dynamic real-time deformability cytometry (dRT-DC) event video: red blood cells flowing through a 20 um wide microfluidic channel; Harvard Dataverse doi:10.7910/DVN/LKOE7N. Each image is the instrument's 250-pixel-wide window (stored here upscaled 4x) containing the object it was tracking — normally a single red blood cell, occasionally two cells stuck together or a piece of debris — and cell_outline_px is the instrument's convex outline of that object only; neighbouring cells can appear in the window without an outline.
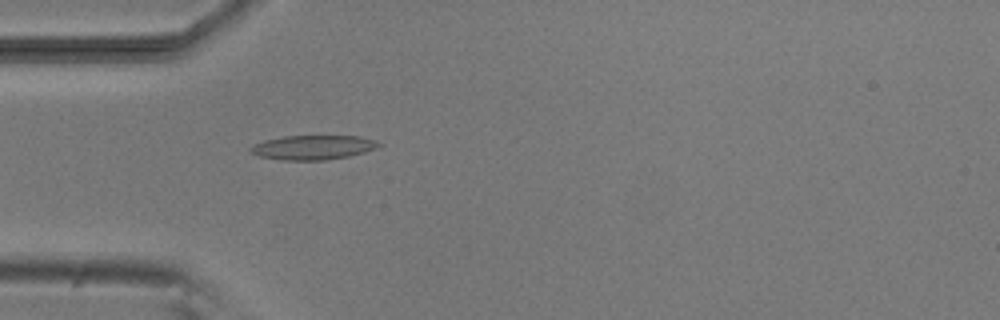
{"species": "common noctule bat (a hibernating species)", "species_latin": "Nyctalus noctula", "temperature_condition": "room temperature", "stored_images_in_passage": 1, "camera_frame_rate_fps": 3000, "um_per_image_px": 0.085, "animal": {"sex": "male", "body_mass_g": 20.5, "forearm_length_mm": 52.5}, "frame": {"image": 1, "passage_image": 1, "time_ms": 0.0, "image_size_px": [1000, 320], "cell_outline_px": [[384, 144], [376, 148], [364, 152], [348, 156], [324, 160], [284, 160], [260, 156], [248, 152], [248, 148], [252, 144], [264, 140], [284, 136], [360, 136], [376, 140]], "centroid_in_image_um": [26.59, 12.52], "position_along_channel_um": 58.4, "area_um2": 18.32}}